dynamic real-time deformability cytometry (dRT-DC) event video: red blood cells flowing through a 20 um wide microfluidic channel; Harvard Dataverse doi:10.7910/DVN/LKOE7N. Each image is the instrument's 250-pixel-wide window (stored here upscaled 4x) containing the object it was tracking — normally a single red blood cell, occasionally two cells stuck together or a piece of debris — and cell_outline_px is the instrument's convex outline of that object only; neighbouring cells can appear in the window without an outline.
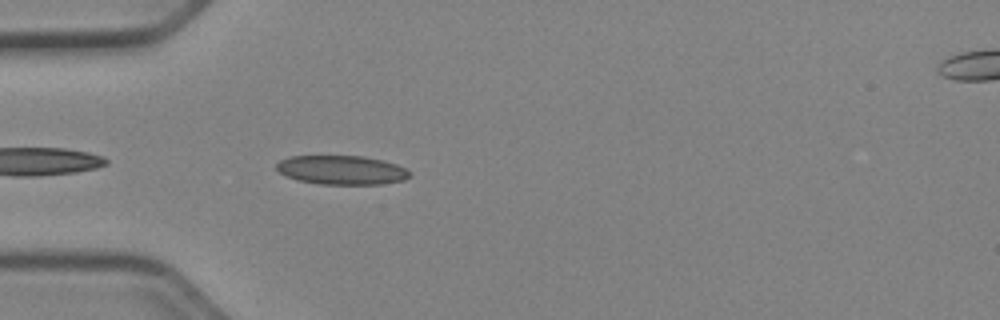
{"species": "Egyptian fruit bat (a non-hibernating species)", "species_latin": "Rousettus aegyptiacus", "temperature_condition": "cold", "stored_images_in_passage": 38, "camera_frame_rate_fps": 3000, "um_per_image_px": 0.085, "animal": {"sex": "female"}, "frame": {"image": 1, "passage_image": 2, "time_ms": 0.333, "image_size_px": [1000, 320], "cell_outline_px": [[412, 176], [404, 180], [380, 184], [320, 184], [296, 180], [280, 172], [276, 168], [276, 164], [280, 160], [288, 156], [364, 156], [384, 160], [396, 164], [412, 172]], "centroid_in_image_um": [29.07, 14.45], "position_along_channel_um": 55.9, "area_um2": 22.66}}
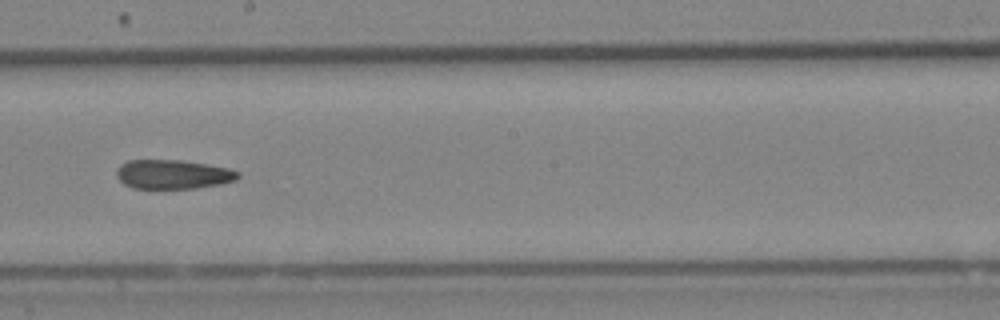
{"frame": {"image": 2, "passage_image": 16, "time_ms": 5.0, "image_size_px": [1000, 320], "cell_outline_px": [[240, 176], [236, 180], [220, 184], [196, 188], [132, 188], [124, 184], [116, 176], [116, 172], [120, 164], [128, 160], [180, 160], [228, 168], [240, 172]], "centroid_in_image_um": [14.69, 14.82], "position_along_channel_um": 233.5, "area_um2": 20.58}}
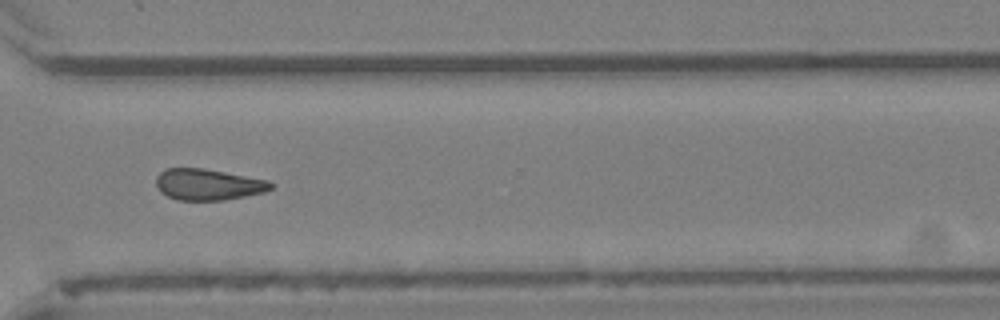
{"frame": {"image": 3, "passage_image": 25, "time_ms": 8.0, "image_size_px": [1000, 320], "cell_outline_px": [[272, 188], [264, 192], [224, 200], [176, 200], [160, 192], [156, 184], [156, 176], [164, 168], [204, 168], [268, 180], [272, 184]], "centroid_in_image_um": [17.65, 15.68], "position_along_channel_um": 352.9, "area_um2": 20.87}, "authors_computed_cell_mechanics": {"area_um2": 21.2126, "velocity_mm_per_s": 3.9576, "shape_relaxation_time_tau1_ms": null, "shape_relaxation_time_tau2_ms": 6.3094, "deformation_change_tau1": null, "deformation_change_tau2": 0.1363}}